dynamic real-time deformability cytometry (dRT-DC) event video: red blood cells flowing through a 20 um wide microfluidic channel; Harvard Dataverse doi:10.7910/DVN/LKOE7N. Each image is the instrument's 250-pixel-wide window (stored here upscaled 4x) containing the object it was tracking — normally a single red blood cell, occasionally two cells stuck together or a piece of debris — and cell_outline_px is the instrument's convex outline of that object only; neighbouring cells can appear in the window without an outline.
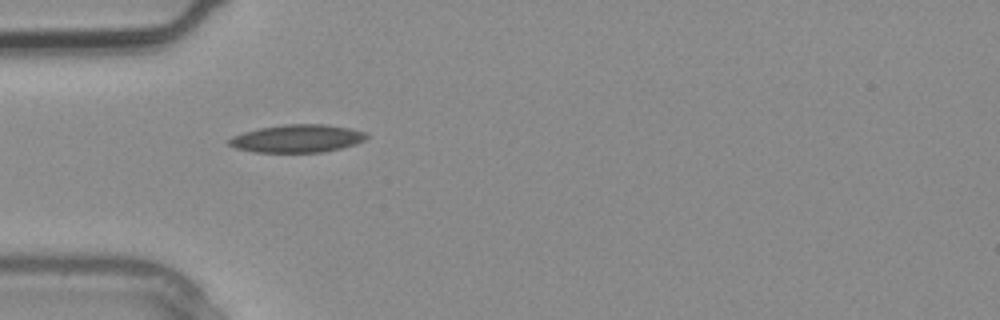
{"species": "common noctule bat (a hibernating species)", "species_latin": "Nyctalus noctula", "temperature_condition": "warm", "stored_images_in_passage": 2, "camera_frame_rate_fps": 3000, "um_per_image_px": 0.085, "animal": {"sex": "male", "body_mass_g": 20.4}, "frame": {"image": 1, "passage_image": 2, "time_ms": 0.333, "image_size_px": [1000, 320], "cell_outline_px": [[368, 136], [364, 140], [356, 144], [324, 152], [252, 152], [236, 148], [228, 144], [228, 140], [232, 136], [244, 132], [260, 128], [284, 124], [324, 124], [348, 128], [364, 132]], "centroid_in_image_um": [25.24, 11.78], "position_along_channel_um": 59.8, "area_um2": 22.2}}